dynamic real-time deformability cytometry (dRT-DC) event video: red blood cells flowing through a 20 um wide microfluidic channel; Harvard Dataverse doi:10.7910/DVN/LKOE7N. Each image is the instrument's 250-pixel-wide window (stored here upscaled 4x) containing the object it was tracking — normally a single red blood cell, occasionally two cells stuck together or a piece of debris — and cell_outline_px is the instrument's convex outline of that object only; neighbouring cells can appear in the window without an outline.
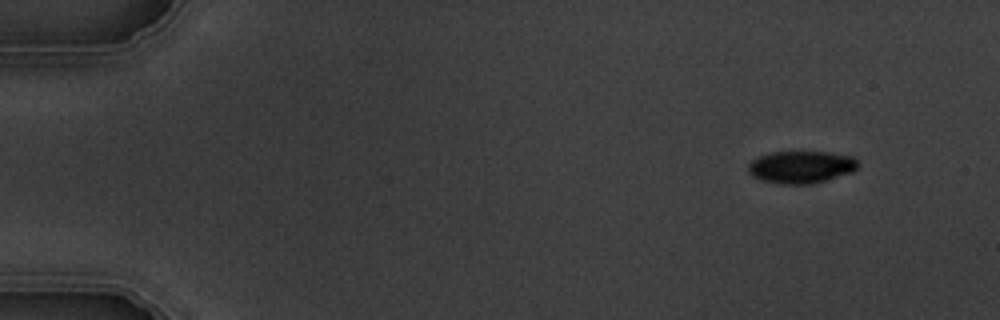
{"species": "common noctule bat (a hibernating species)", "species_latin": "Nyctalus noctula", "temperature_condition": "warm", "stored_images_in_passage": 7, "camera_frame_rate_fps": 3000, "um_per_image_px": 0.085, "animal": {"sex": "male", "body_mass_g": 19.5, "forearm_length_mm": 54.6}, "frame": {"image": 1, "passage_image": 1, "time_ms": 0.0, "image_size_px": [1000, 320], "cell_outline_px": [[860, 164], [852, 172], [828, 180], [812, 184], [780, 184], [760, 180], [752, 176], [748, 172], [748, 164], [752, 160], [760, 156], [772, 152], [828, 152], [852, 156]], "centroid_in_image_um": [68.09, 14.21], "position_along_channel_um": 16.9, "area_um2": 20.81}}
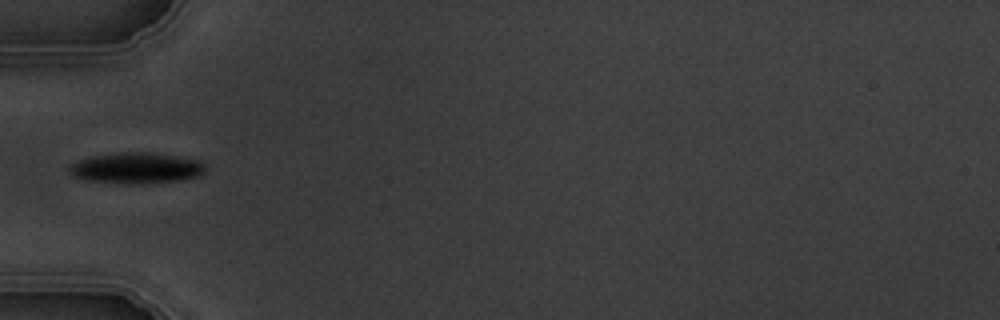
{"frame": {"image": 2, "passage_image": 5, "time_ms": 4.667, "image_size_px": [1000, 320], "cell_outline_px": [[208, 168], [200, 176], [180, 180], [144, 184], [124, 184], [88, 180], [76, 176], [68, 172], [68, 168], [72, 164], [80, 160], [92, 156], [124, 152], [144, 152], [176, 156], [200, 160]], "centroid_in_image_um": [11.64, 14.29], "position_along_channel_um": 73.4, "area_um2": 24.51}}